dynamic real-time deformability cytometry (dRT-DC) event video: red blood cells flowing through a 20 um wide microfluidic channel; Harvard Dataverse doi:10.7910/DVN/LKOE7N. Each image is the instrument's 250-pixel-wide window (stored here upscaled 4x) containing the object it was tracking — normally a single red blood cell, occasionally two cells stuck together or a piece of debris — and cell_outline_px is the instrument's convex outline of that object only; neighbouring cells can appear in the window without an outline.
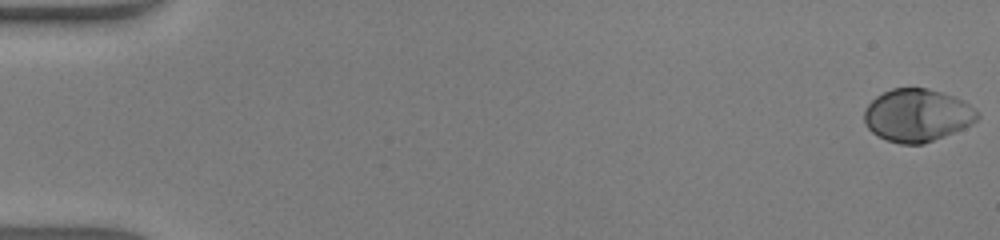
{"species": "human", "species_latin": "Homo sapiens", "temperature_condition": "warm", "stored_images_in_passage": 49, "camera_frame_rate_fps": 3000, "um_per_image_px": 0.085, "donor": {"sex": "male"}, "frame": {"image": 1, "passage_image": 1, "time_ms": 0.0, "image_size_px": [1000, 240], "cell_outline_px": [[980, 116], [972, 124], [964, 128], [924, 144], [900, 144], [888, 140], [872, 132], [868, 128], [864, 120], [864, 112], [868, 104], [876, 96], [892, 88], [928, 88], [964, 100], [980, 112]], "centroid_in_image_um": [77.99, 9.8], "position_along_channel_um": 7.0, "area_um2": 34.74}}
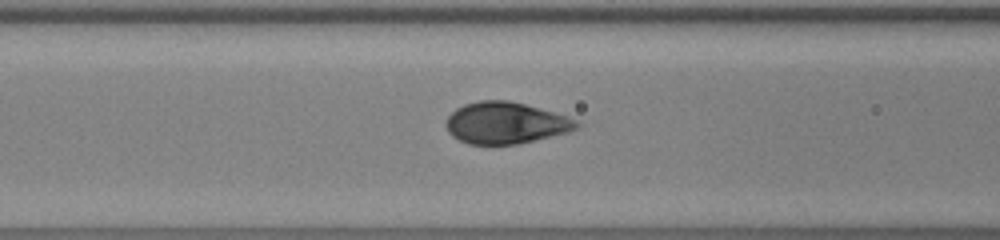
{"frame": {"image": 2, "passage_image": 21, "time_ms": 6.667, "image_size_px": [1000, 240], "cell_outline_px": [[580, 124], [576, 128], [568, 132], [516, 144], [468, 144], [452, 136], [448, 132], [444, 124], [448, 116], [456, 108], [464, 104], [480, 100], [508, 100], [524, 104], [552, 112], [576, 120]], "centroid_in_image_um": [42.91, 10.45], "position_along_channel_um": 123.7, "area_um2": 31.33}}
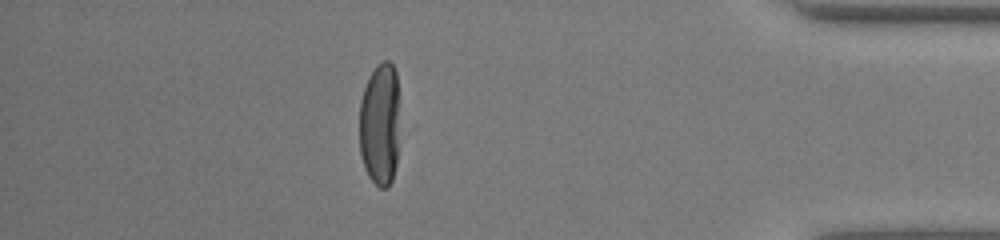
{"frame": {"image": 3, "passage_image": 43, "time_ms": 14.0, "image_size_px": [1000, 240], "cell_outline_px": [[396, 164], [392, 180], [388, 188], [380, 188], [368, 176], [364, 168], [360, 152], [360, 100], [368, 76], [376, 64], [384, 60], [388, 60], [392, 64], [396, 72]], "centroid_in_image_um": [32.24, 10.56], "position_along_channel_um": 403.0, "area_um2": 28.32}, "authors_computed_cell_mechanics": {"area_um2": 33.2928, "velocity_mm_per_s": 4.3325, "shape_relaxation_time_tau1_ms": 2.6525, "shape_relaxation_time_tau2_ms": null, "deformation_change_tau1": 0.2023, "deformation_change_tau2": null}}